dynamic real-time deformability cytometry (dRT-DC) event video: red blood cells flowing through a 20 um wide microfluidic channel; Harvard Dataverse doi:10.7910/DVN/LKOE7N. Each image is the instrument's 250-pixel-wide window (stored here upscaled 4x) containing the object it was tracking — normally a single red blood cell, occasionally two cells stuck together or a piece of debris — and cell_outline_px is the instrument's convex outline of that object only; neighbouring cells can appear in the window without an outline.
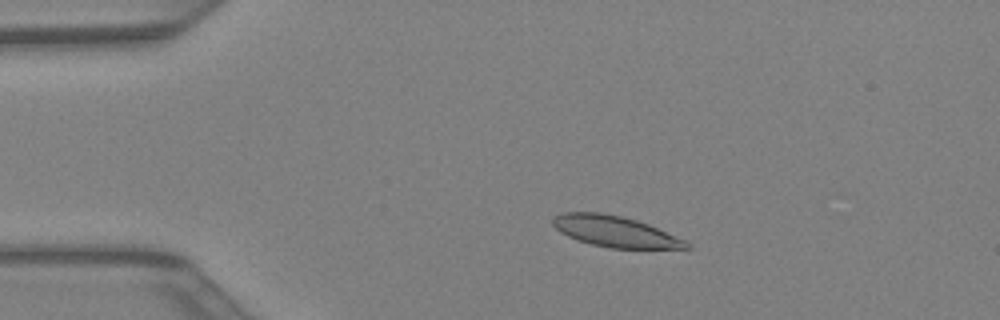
{"species": "Egyptian fruit bat (a non-hibernating species)", "species_latin": "Rousettus aegyptiacus", "temperature_condition": "warm", "stored_images_in_passage": 42, "camera_frame_rate_fps": 3000, "um_per_image_px": 0.085, "animal": {"sex": "female"}, "frame": {"image": 1, "passage_image": 8, "time_ms": 2.333, "image_size_px": [1000, 320], "cell_outline_px": [[692, 248], [608, 248], [576, 240], [560, 232], [552, 224], [552, 216], [560, 212], [600, 212], [624, 216], [648, 224], [688, 240]], "centroid_in_image_um": [52.27, 19.66], "position_along_channel_um": 32.7, "area_um2": 24.39}}
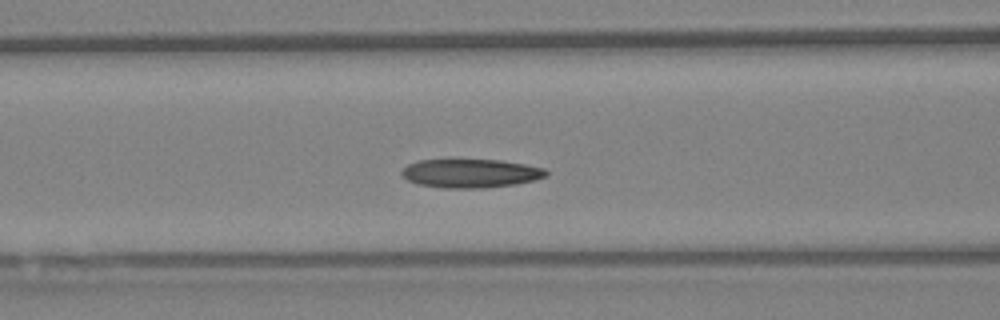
{"frame": {"image": 2, "passage_image": 17, "time_ms": 5.333, "image_size_px": [1000, 320], "cell_outline_px": [[548, 176], [516, 184], [484, 188], [440, 188], [416, 184], [408, 180], [400, 172], [408, 164], [416, 160], [452, 156], [500, 160], [524, 164], [544, 168], [548, 172]], "centroid_in_image_um": [39.92, 14.68], "position_along_channel_um": 126.7, "area_um2": 25.37}}
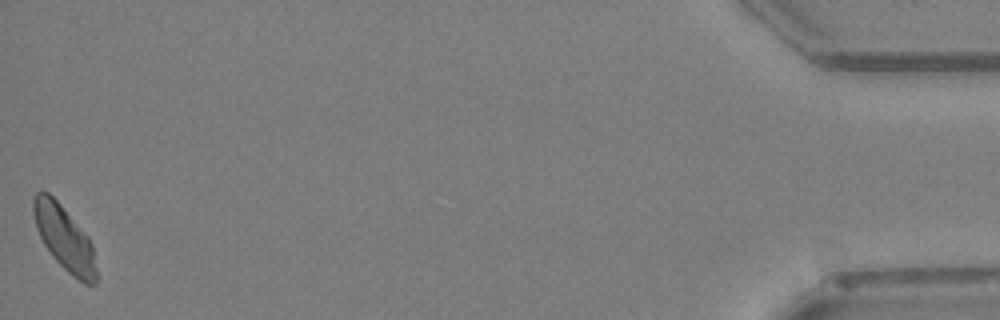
{"frame": {"image": 3, "passage_image": 42, "time_ms": 13.667, "image_size_px": [1000, 320], "cell_outline_px": [[96, 284], [84, 284], [72, 276], [52, 256], [44, 244], [36, 228], [32, 212], [32, 200], [36, 192], [48, 192], [60, 204], [88, 236], [92, 244], [96, 268]], "centroid_in_image_um": [5.46, 20.24], "position_along_channel_um": 429.7, "area_um2": 23.47}}